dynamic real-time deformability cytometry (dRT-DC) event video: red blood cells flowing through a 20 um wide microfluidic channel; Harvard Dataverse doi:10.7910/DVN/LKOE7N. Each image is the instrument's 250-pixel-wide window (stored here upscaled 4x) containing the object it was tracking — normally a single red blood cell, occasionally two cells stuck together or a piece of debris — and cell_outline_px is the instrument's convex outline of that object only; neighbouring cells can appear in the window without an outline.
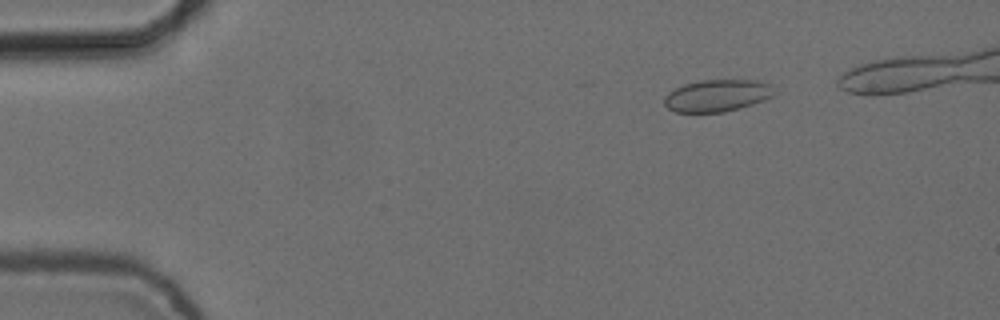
{"species": "common noctule bat (a hibernating species)", "species_latin": "Nyctalus noctula", "temperature_condition": "cold", "stored_images_in_passage": 7, "camera_frame_rate_fps": 3000, "um_per_image_px": 0.085, "animal": {"sex": "female", "body_mass_g": 24.6, "forearm_length_mm": 56.2}, "frame": {"image": 1, "passage_image": 2, "time_ms": 0.333, "image_size_px": [1000, 320], "cell_outline_px": [[776, 92], [772, 96], [764, 100], [752, 104], [724, 112], [676, 112], [668, 108], [664, 104], [664, 96], [668, 92], [684, 84], [700, 80], [756, 80], [772, 84]], "centroid_in_image_um": [60.97, 8.11], "position_along_channel_um": 24.0, "area_um2": 20.58}}
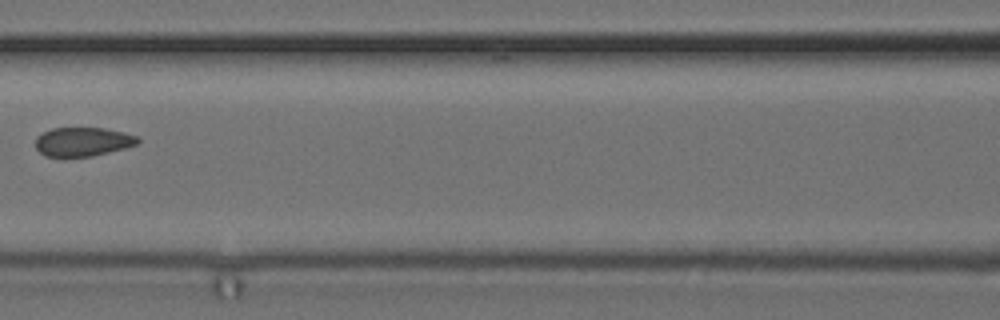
{"frame": {"image": 2, "passage_image": 6, "time_ms": 1.667, "image_size_px": [1000, 320], "cell_outline_px": [[140, 140], [136, 144], [124, 148], [92, 156], [64, 160], [44, 156], [36, 148], [36, 136], [52, 128], [104, 128], [124, 132], [140, 136]], "centroid_in_image_um": [7.0, 12.09], "position_along_channel_um": 159.6, "area_um2": 17.86}}
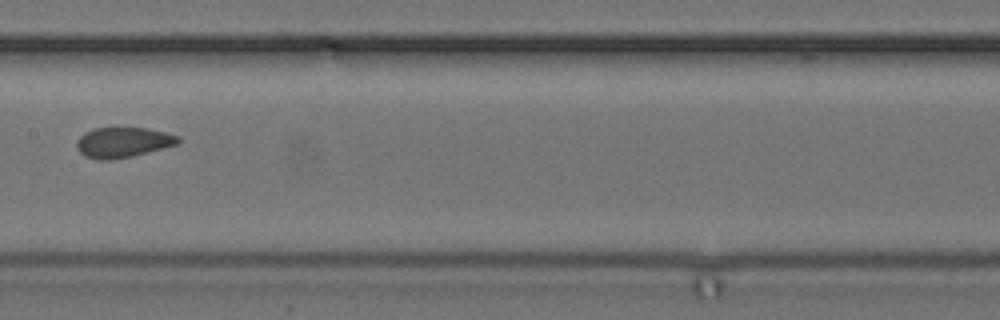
{"frame": {"image": 3, "passage_image": 7, "time_ms": 2.0, "image_size_px": [1000, 320], "cell_outline_px": [[180, 140], [176, 144], [164, 148], [132, 156], [112, 160], [96, 160], [84, 156], [76, 148], [76, 140], [84, 132], [96, 128], [144, 128], [164, 132], [180, 136]], "centroid_in_image_um": [10.41, 12.11], "position_along_channel_um": 197.0, "area_um2": 17.92}}